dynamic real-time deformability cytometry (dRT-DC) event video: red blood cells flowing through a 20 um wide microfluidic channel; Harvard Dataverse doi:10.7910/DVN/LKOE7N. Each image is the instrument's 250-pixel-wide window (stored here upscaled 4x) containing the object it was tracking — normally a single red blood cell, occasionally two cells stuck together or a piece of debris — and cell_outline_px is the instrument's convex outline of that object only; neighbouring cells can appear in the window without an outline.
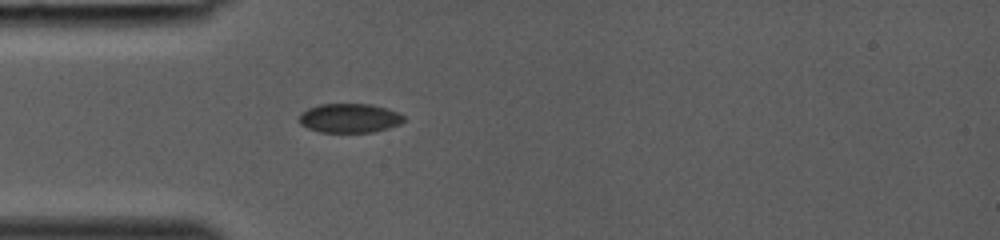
{"species": "common noctule bat (a hibernating species)", "species_latin": "Nyctalus noctula", "temperature_condition": "room temperature", "stored_images_in_passage": 17, "camera_frame_rate_fps": 3000, "um_per_image_px": 0.085, "animal": {"sex": "female", "body_mass_g": 19.0, "forearm_length_mm": 53.3}, "frame": {"image": 1, "passage_image": 1, "time_ms": 0.0, "image_size_px": [1000, 240], "cell_outline_px": [[404, 120], [400, 124], [388, 128], [372, 132], [320, 132], [308, 128], [300, 124], [300, 112], [308, 108], [320, 104], [372, 104], [396, 112], [404, 116]], "centroid_in_image_um": [29.68, 10.04], "position_along_channel_um": 55.3, "area_um2": 17.69}}
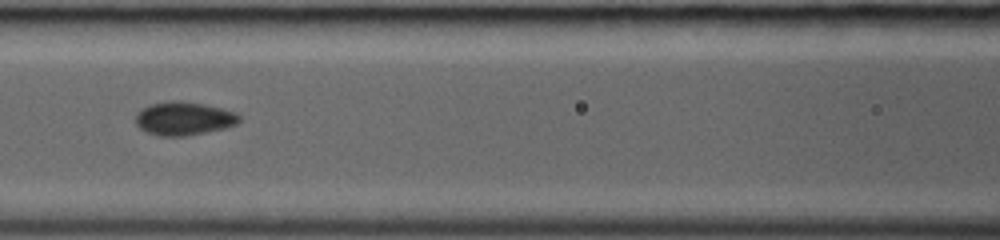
{"frame": {"image": 2, "passage_image": 7, "time_ms": 2.0, "image_size_px": [1000, 240], "cell_outline_px": [[240, 120], [236, 124], [228, 128], [188, 136], [160, 136], [148, 132], [140, 128], [136, 124], [136, 112], [140, 108], [148, 104], [168, 100], [180, 100], [204, 104], [236, 112], [240, 116]], "centroid_in_image_um": [15.62, 10.06], "position_along_channel_um": 151.0, "area_um2": 20.58}}
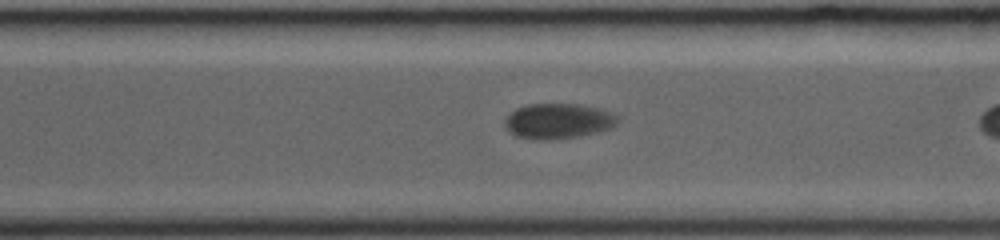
{"frame": {"image": 3, "passage_image": 15, "time_ms": 4.667, "image_size_px": [1000, 240], "cell_outline_px": [[620, 120], [612, 128], [600, 132], [580, 136], [516, 136], [508, 132], [504, 128], [504, 120], [516, 108], [528, 104], [580, 104], [600, 108], [612, 112], [620, 116]], "centroid_in_image_um": [47.53, 10.23], "position_along_channel_um": 323.1, "area_um2": 22.6}}